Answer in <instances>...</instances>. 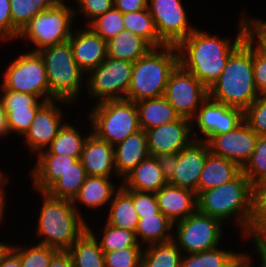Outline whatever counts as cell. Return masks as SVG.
Masks as SVG:
<instances>
[{
  "label": "cell",
  "mask_w": 266,
  "mask_h": 267,
  "mask_svg": "<svg viewBox=\"0 0 266 267\" xmlns=\"http://www.w3.org/2000/svg\"><path fill=\"white\" fill-rule=\"evenodd\" d=\"M245 15L239 18L238 34L233 41L196 28L176 46L179 64L208 89L221 75L230 55L248 37Z\"/></svg>",
  "instance_id": "cell-1"
},
{
  "label": "cell",
  "mask_w": 266,
  "mask_h": 267,
  "mask_svg": "<svg viewBox=\"0 0 266 267\" xmlns=\"http://www.w3.org/2000/svg\"><path fill=\"white\" fill-rule=\"evenodd\" d=\"M256 188L241 172L235 179L197 195V210L222 223L235 216L245 238L255 220Z\"/></svg>",
  "instance_id": "cell-2"
},
{
  "label": "cell",
  "mask_w": 266,
  "mask_h": 267,
  "mask_svg": "<svg viewBox=\"0 0 266 267\" xmlns=\"http://www.w3.org/2000/svg\"><path fill=\"white\" fill-rule=\"evenodd\" d=\"M209 97L243 112L259 97L253 74V42L247 37L230 55Z\"/></svg>",
  "instance_id": "cell-3"
},
{
  "label": "cell",
  "mask_w": 266,
  "mask_h": 267,
  "mask_svg": "<svg viewBox=\"0 0 266 267\" xmlns=\"http://www.w3.org/2000/svg\"><path fill=\"white\" fill-rule=\"evenodd\" d=\"M40 194L43 201L36 233L42 240L38 244L67 251L88 229V223L72 200L53 198L46 192Z\"/></svg>",
  "instance_id": "cell-4"
},
{
  "label": "cell",
  "mask_w": 266,
  "mask_h": 267,
  "mask_svg": "<svg viewBox=\"0 0 266 267\" xmlns=\"http://www.w3.org/2000/svg\"><path fill=\"white\" fill-rule=\"evenodd\" d=\"M178 64L176 46L152 48L145 56L133 62L126 99L137 102L164 96L170 74Z\"/></svg>",
  "instance_id": "cell-5"
},
{
  "label": "cell",
  "mask_w": 266,
  "mask_h": 267,
  "mask_svg": "<svg viewBox=\"0 0 266 267\" xmlns=\"http://www.w3.org/2000/svg\"><path fill=\"white\" fill-rule=\"evenodd\" d=\"M45 64L49 101L74 103L84 85V72L77 65L68 41L38 51Z\"/></svg>",
  "instance_id": "cell-6"
},
{
  "label": "cell",
  "mask_w": 266,
  "mask_h": 267,
  "mask_svg": "<svg viewBox=\"0 0 266 267\" xmlns=\"http://www.w3.org/2000/svg\"><path fill=\"white\" fill-rule=\"evenodd\" d=\"M94 105L88 115V120H90L92 132L101 140L114 146L140 130L135 102L115 99Z\"/></svg>",
  "instance_id": "cell-7"
},
{
  "label": "cell",
  "mask_w": 266,
  "mask_h": 267,
  "mask_svg": "<svg viewBox=\"0 0 266 267\" xmlns=\"http://www.w3.org/2000/svg\"><path fill=\"white\" fill-rule=\"evenodd\" d=\"M76 10L66 4H54L32 18L19 32L18 39L29 40L38 52L43 48L66 42L73 32Z\"/></svg>",
  "instance_id": "cell-8"
},
{
  "label": "cell",
  "mask_w": 266,
  "mask_h": 267,
  "mask_svg": "<svg viewBox=\"0 0 266 267\" xmlns=\"http://www.w3.org/2000/svg\"><path fill=\"white\" fill-rule=\"evenodd\" d=\"M0 89H10L49 101V84L45 64L39 52L20 54L5 71ZM43 98V99H42Z\"/></svg>",
  "instance_id": "cell-9"
},
{
  "label": "cell",
  "mask_w": 266,
  "mask_h": 267,
  "mask_svg": "<svg viewBox=\"0 0 266 267\" xmlns=\"http://www.w3.org/2000/svg\"><path fill=\"white\" fill-rule=\"evenodd\" d=\"M133 63L107 57L86 75L88 95L96 102L126 99L132 76Z\"/></svg>",
  "instance_id": "cell-10"
},
{
  "label": "cell",
  "mask_w": 266,
  "mask_h": 267,
  "mask_svg": "<svg viewBox=\"0 0 266 267\" xmlns=\"http://www.w3.org/2000/svg\"><path fill=\"white\" fill-rule=\"evenodd\" d=\"M223 223L196 210L187 218L174 223L176 235L173 241L187 254L206 251L220 245Z\"/></svg>",
  "instance_id": "cell-11"
},
{
  "label": "cell",
  "mask_w": 266,
  "mask_h": 267,
  "mask_svg": "<svg viewBox=\"0 0 266 267\" xmlns=\"http://www.w3.org/2000/svg\"><path fill=\"white\" fill-rule=\"evenodd\" d=\"M164 97L180 116L190 120L209 97L208 88L180 64L171 72Z\"/></svg>",
  "instance_id": "cell-12"
},
{
  "label": "cell",
  "mask_w": 266,
  "mask_h": 267,
  "mask_svg": "<svg viewBox=\"0 0 266 267\" xmlns=\"http://www.w3.org/2000/svg\"><path fill=\"white\" fill-rule=\"evenodd\" d=\"M147 8L166 45L177 46L197 28L190 25L180 0H148Z\"/></svg>",
  "instance_id": "cell-13"
},
{
  "label": "cell",
  "mask_w": 266,
  "mask_h": 267,
  "mask_svg": "<svg viewBox=\"0 0 266 267\" xmlns=\"http://www.w3.org/2000/svg\"><path fill=\"white\" fill-rule=\"evenodd\" d=\"M243 121L241 109L229 107L208 97L198 108L192 120V129L197 127L203 135V138L195 136V140L207 141L213 135L234 130Z\"/></svg>",
  "instance_id": "cell-14"
},
{
  "label": "cell",
  "mask_w": 266,
  "mask_h": 267,
  "mask_svg": "<svg viewBox=\"0 0 266 267\" xmlns=\"http://www.w3.org/2000/svg\"><path fill=\"white\" fill-rule=\"evenodd\" d=\"M258 138L259 135L243 121L234 130L213 135L206 142L211 153L229 159L243 168L250 160Z\"/></svg>",
  "instance_id": "cell-15"
},
{
  "label": "cell",
  "mask_w": 266,
  "mask_h": 267,
  "mask_svg": "<svg viewBox=\"0 0 266 267\" xmlns=\"http://www.w3.org/2000/svg\"><path fill=\"white\" fill-rule=\"evenodd\" d=\"M67 103L63 100H51L45 102L36 112L31 126L23 135L27 147L32 152H41L46 150L53 139L58 134L61 127L64 125L62 122V110L60 105L56 103Z\"/></svg>",
  "instance_id": "cell-16"
},
{
  "label": "cell",
  "mask_w": 266,
  "mask_h": 267,
  "mask_svg": "<svg viewBox=\"0 0 266 267\" xmlns=\"http://www.w3.org/2000/svg\"><path fill=\"white\" fill-rule=\"evenodd\" d=\"M193 131L192 120L184 117H179L173 122L146 130L150 155L178 153L195 140L197 134Z\"/></svg>",
  "instance_id": "cell-17"
},
{
  "label": "cell",
  "mask_w": 266,
  "mask_h": 267,
  "mask_svg": "<svg viewBox=\"0 0 266 267\" xmlns=\"http://www.w3.org/2000/svg\"><path fill=\"white\" fill-rule=\"evenodd\" d=\"M3 94V95H2ZM0 99L6 112L8 133L24 135L32 124L38 109L46 102L37 96L2 89Z\"/></svg>",
  "instance_id": "cell-18"
},
{
  "label": "cell",
  "mask_w": 266,
  "mask_h": 267,
  "mask_svg": "<svg viewBox=\"0 0 266 267\" xmlns=\"http://www.w3.org/2000/svg\"><path fill=\"white\" fill-rule=\"evenodd\" d=\"M210 153L206 141L193 140L177 153V163L169 184L192 190L197 195L200 173Z\"/></svg>",
  "instance_id": "cell-19"
},
{
  "label": "cell",
  "mask_w": 266,
  "mask_h": 267,
  "mask_svg": "<svg viewBox=\"0 0 266 267\" xmlns=\"http://www.w3.org/2000/svg\"><path fill=\"white\" fill-rule=\"evenodd\" d=\"M69 42L74 59L85 74L98 67L107 58V42L89 26L72 32Z\"/></svg>",
  "instance_id": "cell-20"
},
{
  "label": "cell",
  "mask_w": 266,
  "mask_h": 267,
  "mask_svg": "<svg viewBox=\"0 0 266 267\" xmlns=\"http://www.w3.org/2000/svg\"><path fill=\"white\" fill-rule=\"evenodd\" d=\"M87 176H117L114 147L91 132L86 138L80 158Z\"/></svg>",
  "instance_id": "cell-21"
},
{
  "label": "cell",
  "mask_w": 266,
  "mask_h": 267,
  "mask_svg": "<svg viewBox=\"0 0 266 267\" xmlns=\"http://www.w3.org/2000/svg\"><path fill=\"white\" fill-rule=\"evenodd\" d=\"M155 195L160 212L174 223L197 210V195L192 190L167 183Z\"/></svg>",
  "instance_id": "cell-22"
},
{
  "label": "cell",
  "mask_w": 266,
  "mask_h": 267,
  "mask_svg": "<svg viewBox=\"0 0 266 267\" xmlns=\"http://www.w3.org/2000/svg\"><path fill=\"white\" fill-rule=\"evenodd\" d=\"M114 147L117 176L123 179L141 161L151 155L148 149L146 132L142 129L126 137Z\"/></svg>",
  "instance_id": "cell-23"
},
{
  "label": "cell",
  "mask_w": 266,
  "mask_h": 267,
  "mask_svg": "<svg viewBox=\"0 0 266 267\" xmlns=\"http://www.w3.org/2000/svg\"><path fill=\"white\" fill-rule=\"evenodd\" d=\"M122 181L120 186L124 190L151 193H157L168 183L154 156L141 161Z\"/></svg>",
  "instance_id": "cell-24"
},
{
  "label": "cell",
  "mask_w": 266,
  "mask_h": 267,
  "mask_svg": "<svg viewBox=\"0 0 266 267\" xmlns=\"http://www.w3.org/2000/svg\"><path fill=\"white\" fill-rule=\"evenodd\" d=\"M32 169L33 186L38 192H45L61 175L78 161L75 157L58 154H37Z\"/></svg>",
  "instance_id": "cell-25"
},
{
  "label": "cell",
  "mask_w": 266,
  "mask_h": 267,
  "mask_svg": "<svg viewBox=\"0 0 266 267\" xmlns=\"http://www.w3.org/2000/svg\"><path fill=\"white\" fill-rule=\"evenodd\" d=\"M241 172L237 163L210 152L199 176L197 195L235 179Z\"/></svg>",
  "instance_id": "cell-26"
},
{
  "label": "cell",
  "mask_w": 266,
  "mask_h": 267,
  "mask_svg": "<svg viewBox=\"0 0 266 267\" xmlns=\"http://www.w3.org/2000/svg\"><path fill=\"white\" fill-rule=\"evenodd\" d=\"M110 181V177L87 176L85 182L72 203L77 209V202L85 205L89 209L101 208L111 202L113 194L119 189ZM76 203V204H75Z\"/></svg>",
  "instance_id": "cell-27"
},
{
  "label": "cell",
  "mask_w": 266,
  "mask_h": 267,
  "mask_svg": "<svg viewBox=\"0 0 266 267\" xmlns=\"http://www.w3.org/2000/svg\"><path fill=\"white\" fill-rule=\"evenodd\" d=\"M152 48L141 36L123 30L107 41V57L133 63L145 56Z\"/></svg>",
  "instance_id": "cell-28"
},
{
  "label": "cell",
  "mask_w": 266,
  "mask_h": 267,
  "mask_svg": "<svg viewBox=\"0 0 266 267\" xmlns=\"http://www.w3.org/2000/svg\"><path fill=\"white\" fill-rule=\"evenodd\" d=\"M140 129L146 131L177 120L180 116L164 96L135 102Z\"/></svg>",
  "instance_id": "cell-29"
},
{
  "label": "cell",
  "mask_w": 266,
  "mask_h": 267,
  "mask_svg": "<svg viewBox=\"0 0 266 267\" xmlns=\"http://www.w3.org/2000/svg\"><path fill=\"white\" fill-rule=\"evenodd\" d=\"M67 251L74 267H105L104 252L89 225Z\"/></svg>",
  "instance_id": "cell-30"
},
{
  "label": "cell",
  "mask_w": 266,
  "mask_h": 267,
  "mask_svg": "<svg viewBox=\"0 0 266 267\" xmlns=\"http://www.w3.org/2000/svg\"><path fill=\"white\" fill-rule=\"evenodd\" d=\"M173 228L174 222L160 212L139 218L135 234L140 245L164 243L173 240L174 235L171 234Z\"/></svg>",
  "instance_id": "cell-31"
},
{
  "label": "cell",
  "mask_w": 266,
  "mask_h": 267,
  "mask_svg": "<svg viewBox=\"0 0 266 267\" xmlns=\"http://www.w3.org/2000/svg\"><path fill=\"white\" fill-rule=\"evenodd\" d=\"M109 212L106 222L114 227L136 231L139 217L135 210L132 197L121 187L113 194L108 204Z\"/></svg>",
  "instance_id": "cell-32"
},
{
  "label": "cell",
  "mask_w": 266,
  "mask_h": 267,
  "mask_svg": "<svg viewBox=\"0 0 266 267\" xmlns=\"http://www.w3.org/2000/svg\"><path fill=\"white\" fill-rule=\"evenodd\" d=\"M244 252L221 250L218 247L181 257L180 267H238Z\"/></svg>",
  "instance_id": "cell-33"
},
{
  "label": "cell",
  "mask_w": 266,
  "mask_h": 267,
  "mask_svg": "<svg viewBox=\"0 0 266 267\" xmlns=\"http://www.w3.org/2000/svg\"><path fill=\"white\" fill-rule=\"evenodd\" d=\"M88 135L81 136L75 126L65 122L47 150H43L37 154H58L75 157L79 160Z\"/></svg>",
  "instance_id": "cell-34"
},
{
  "label": "cell",
  "mask_w": 266,
  "mask_h": 267,
  "mask_svg": "<svg viewBox=\"0 0 266 267\" xmlns=\"http://www.w3.org/2000/svg\"><path fill=\"white\" fill-rule=\"evenodd\" d=\"M86 177L85 168L79 159L45 192L53 198L73 200L85 182Z\"/></svg>",
  "instance_id": "cell-35"
},
{
  "label": "cell",
  "mask_w": 266,
  "mask_h": 267,
  "mask_svg": "<svg viewBox=\"0 0 266 267\" xmlns=\"http://www.w3.org/2000/svg\"><path fill=\"white\" fill-rule=\"evenodd\" d=\"M182 252L171 240L147 245L142 252L143 267H180Z\"/></svg>",
  "instance_id": "cell-36"
},
{
  "label": "cell",
  "mask_w": 266,
  "mask_h": 267,
  "mask_svg": "<svg viewBox=\"0 0 266 267\" xmlns=\"http://www.w3.org/2000/svg\"><path fill=\"white\" fill-rule=\"evenodd\" d=\"M123 24L127 31L144 38L153 48L163 47L166 44L159 38L155 23L148 8L123 14Z\"/></svg>",
  "instance_id": "cell-37"
},
{
  "label": "cell",
  "mask_w": 266,
  "mask_h": 267,
  "mask_svg": "<svg viewBox=\"0 0 266 267\" xmlns=\"http://www.w3.org/2000/svg\"><path fill=\"white\" fill-rule=\"evenodd\" d=\"M102 234V238L98 241L103 252L125 248H143L137 241L134 231L114 227L106 222Z\"/></svg>",
  "instance_id": "cell-38"
},
{
  "label": "cell",
  "mask_w": 266,
  "mask_h": 267,
  "mask_svg": "<svg viewBox=\"0 0 266 267\" xmlns=\"http://www.w3.org/2000/svg\"><path fill=\"white\" fill-rule=\"evenodd\" d=\"M53 5L51 0H10L13 27L20 32L32 18Z\"/></svg>",
  "instance_id": "cell-39"
},
{
  "label": "cell",
  "mask_w": 266,
  "mask_h": 267,
  "mask_svg": "<svg viewBox=\"0 0 266 267\" xmlns=\"http://www.w3.org/2000/svg\"><path fill=\"white\" fill-rule=\"evenodd\" d=\"M242 172L255 188L266 184V135L259 136L255 150Z\"/></svg>",
  "instance_id": "cell-40"
},
{
  "label": "cell",
  "mask_w": 266,
  "mask_h": 267,
  "mask_svg": "<svg viewBox=\"0 0 266 267\" xmlns=\"http://www.w3.org/2000/svg\"><path fill=\"white\" fill-rule=\"evenodd\" d=\"M11 248L20 256L21 267H49L51 258L58 251L38 243L28 248L11 244Z\"/></svg>",
  "instance_id": "cell-41"
},
{
  "label": "cell",
  "mask_w": 266,
  "mask_h": 267,
  "mask_svg": "<svg viewBox=\"0 0 266 267\" xmlns=\"http://www.w3.org/2000/svg\"><path fill=\"white\" fill-rule=\"evenodd\" d=\"M87 25L106 42L114 38L121 31L125 30L123 24V13L114 7L104 14L96 17Z\"/></svg>",
  "instance_id": "cell-42"
},
{
  "label": "cell",
  "mask_w": 266,
  "mask_h": 267,
  "mask_svg": "<svg viewBox=\"0 0 266 267\" xmlns=\"http://www.w3.org/2000/svg\"><path fill=\"white\" fill-rule=\"evenodd\" d=\"M243 119L257 135H266V94L259 95L243 112Z\"/></svg>",
  "instance_id": "cell-43"
},
{
  "label": "cell",
  "mask_w": 266,
  "mask_h": 267,
  "mask_svg": "<svg viewBox=\"0 0 266 267\" xmlns=\"http://www.w3.org/2000/svg\"><path fill=\"white\" fill-rule=\"evenodd\" d=\"M143 248H125L104 252L105 267H139Z\"/></svg>",
  "instance_id": "cell-44"
},
{
  "label": "cell",
  "mask_w": 266,
  "mask_h": 267,
  "mask_svg": "<svg viewBox=\"0 0 266 267\" xmlns=\"http://www.w3.org/2000/svg\"><path fill=\"white\" fill-rule=\"evenodd\" d=\"M125 191L132 197L139 218L160 213L155 193L134 190Z\"/></svg>",
  "instance_id": "cell-45"
},
{
  "label": "cell",
  "mask_w": 266,
  "mask_h": 267,
  "mask_svg": "<svg viewBox=\"0 0 266 267\" xmlns=\"http://www.w3.org/2000/svg\"><path fill=\"white\" fill-rule=\"evenodd\" d=\"M114 0H77L79 12L84 14L88 19V24L93 21L96 17L104 14L111 10Z\"/></svg>",
  "instance_id": "cell-46"
},
{
  "label": "cell",
  "mask_w": 266,
  "mask_h": 267,
  "mask_svg": "<svg viewBox=\"0 0 266 267\" xmlns=\"http://www.w3.org/2000/svg\"><path fill=\"white\" fill-rule=\"evenodd\" d=\"M255 46V47H254ZM253 74L259 95L266 94V54L253 43Z\"/></svg>",
  "instance_id": "cell-47"
},
{
  "label": "cell",
  "mask_w": 266,
  "mask_h": 267,
  "mask_svg": "<svg viewBox=\"0 0 266 267\" xmlns=\"http://www.w3.org/2000/svg\"><path fill=\"white\" fill-rule=\"evenodd\" d=\"M248 38L266 54V21L245 16ZM257 43V44H256Z\"/></svg>",
  "instance_id": "cell-48"
},
{
  "label": "cell",
  "mask_w": 266,
  "mask_h": 267,
  "mask_svg": "<svg viewBox=\"0 0 266 267\" xmlns=\"http://www.w3.org/2000/svg\"><path fill=\"white\" fill-rule=\"evenodd\" d=\"M19 32L12 25L10 0H0V39H18Z\"/></svg>",
  "instance_id": "cell-49"
},
{
  "label": "cell",
  "mask_w": 266,
  "mask_h": 267,
  "mask_svg": "<svg viewBox=\"0 0 266 267\" xmlns=\"http://www.w3.org/2000/svg\"><path fill=\"white\" fill-rule=\"evenodd\" d=\"M253 225H266V184L256 188L255 220Z\"/></svg>",
  "instance_id": "cell-50"
},
{
  "label": "cell",
  "mask_w": 266,
  "mask_h": 267,
  "mask_svg": "<svg viewBox=\"0 0 266 267\" xmlns=\"http://www.w3.org/2000/svg\"><path fill=\"white\" fill-rule=\"evenodd\" d=\"M160 169L167 181H169L173 174L177 163V153H160L154 155Z\"/></svg>",
  "instance_id": "cell-51"
},
{
  "label": "cell",
  "mask_w": 266,
  "mask_h": 267,
  "mask_svg": "<svg viewBox=\"0 0 266 267\" xmlns=\"http://www.w3.org/2000/svg\"><path fill=\"white\" fill-rule=\"evenodd\" d=\"M114 8L123 14L129 12H138L144 10L148 6V0H114Z\"/></svg>",
  "instance_id": "cell-52"
},
{
  "label": "cell",
  "mask_w": 266,
  "mask_h": 267,
  "mask_svg": "<svg viewBox=\"0 0 266 267\" xmlns=\"http://www.w3.org/2000/svg\"><path fill=\"white\" fill-rule=\"evenodd\" d=\"M253 239L257 251H266V225H253L246 239Z\"/></svg>",
  "instance_id": "cell-53"
},
{
  "label": "cell",
  "mask_w": 266,
  "mask_h": 267,
  "mask_svg": "<svg viewBox=\"0 0 266 267\" xmlns=\"http://www.w3.org/2000/svg\"><path fill=\"white\" fill-rule=\"evenodd\" d=\"M49 267H74L70 253L58 250L51 258Z\"/></svg>",
  "instance_id": "cell-54"
},
{
  "label": "cell",
  "mask_w": 266,
  "mask_h": 267,
  "mask_svg": "<svg viewBox=\"0 0 266 267\" xmlns=\"http://www.w3.org/2000/svg\"><path fill=\"white\" fill-rule=\"evenodd\" d=\"M0 267H21L20 256L10 247L0 259Z\"/></svg>",
  "instance_id": "cell-55"
},
{
  "label": "cell",
  "mask_w": 266,
  "mask_h": 267,
  "mask_svg": "<svg viewBox=\"0 0 266 267\" xmlns=\"http://www.w3.org/2000/svg\"><path fill=\"white\" fill-rule=\"evenodd\" d=\"M8 182V178L4 175L1 179H0V224L3 221V217H4V212H5V206L7 204L6 199H5V193L6 191H4L5 188V184L7 185ZM4 187V188H3Z\"/></svg>",
  "instance_id": "cell-56"
},
{
  "label": "cell",
  "mask_w": 266,
  "mask_h": 267,
  "mask_svg": "<svg viewBox=\"0 0 266 267\" xmlns=\"http://www.w3.org/2000/svg\"><path fill=\"white\" fill-rule=\"evenodd\" d=\"M6 112L0 99V137L8 136Z\"/></svg>",
  "instance_id": "cell-57"
},
{
  "label": "cell",
  "mask_w": 266,
  "mask_h": 267,
  "mask_svg": "<svg viewBox=\"0 0 266 267\" xmlns=\"http://www.w3.org/2000/svg\"><path fill=\"white\" fill-rule=\"evenodd\" d=\"M251 256L250 254H243V262L238 266V267H251L252 262H251Z\"/></svg>",
  "instance_id": "cell-58"
},
{
  "label": "cell",
  "mask_w": 266,
  "mask_h": 267,
  "mask_svg": "<svg viewBox=\"0 0 266 267\" xmlns=\"http://www.w3.org/2000/svg\"><path fill=\"white\" fill-rule=\"evenodd\" d=\"M11 247V244L0 242V259L3 257V255L8 251V249Z\"/></svg>",
  "instance_id": "cell-59"
},
{
  "label": "cell",
  "mask_w": 266,
  "mask_h": 267,
  "mask_svg": "<svg viewBox=\"0 0 266 267\" xmlns=\"http://www.w3.org/2000/svg\"><path fill=\"white\" fill-rule=\"evenodd\" d=\"M257 253L258 254H260V258H261V265L263 266V267H266V251H257Z\"/></svg>",
  "instance_id": "cell-60"
},
{
  "label": "cell",
  "mask_w": 266,
  "mask_h": 267,
  "mask_svg": "<svg viewBox=\"0 0 266 267\" xmlns=\"http://www.w3.org/2000/svg\"><path fill=\"white\" fill-rule=\"evenodd\" d=\"M54 4H65L64 0H51Z\"/></svg>",
  "instance_id": "cell-61"
},
{
  "label": "cell",
  "mask_w": 266,
  "mask_h": 267,
  "mask_svg": "<svg viewBox=\"0 0 266 267\" xmlns=\"http://www.w3.org/2000/svg\"><path fill=\"white\" fill-rule=\"evenodd\" d=\"M4 175H6V174H4V173H2V172L0 171V179H1Z\"/></svg>",
  "instance_id": "cell-62"
}]
</instances>
